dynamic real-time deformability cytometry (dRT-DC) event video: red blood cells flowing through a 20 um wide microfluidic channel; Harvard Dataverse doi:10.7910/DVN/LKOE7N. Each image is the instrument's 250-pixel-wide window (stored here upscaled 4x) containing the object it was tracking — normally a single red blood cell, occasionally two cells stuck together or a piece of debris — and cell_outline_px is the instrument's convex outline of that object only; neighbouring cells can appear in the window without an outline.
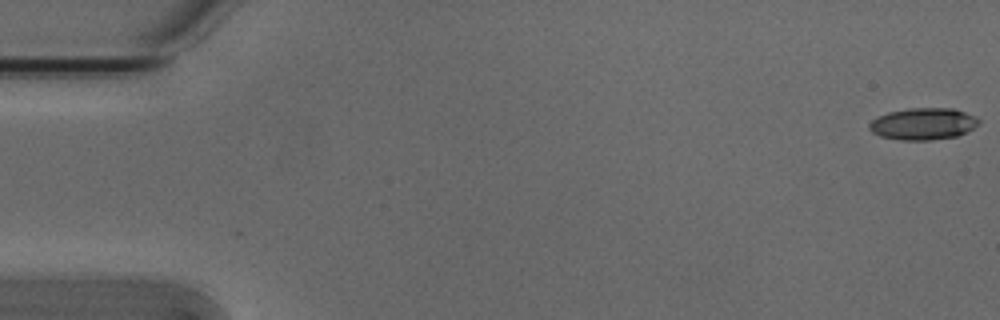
{"species": "Egyptian fruit bat (a non-hibernating species)", "species_latin": "Rousettus aegyptiacus", "temperature_condition": "cold", "stored_images_in_passage": 54, "camera_frame_rate_fps": 3000, "um_per_image_px": 0.085, "animal": {"sex": "male"}, "frame": {"image": 1, "passage_image": 1, "time_ms": 0.0, "image_size_px": [1000, 320], "cell_outline_px": [[980, 124], [956, 136], [932, 140], [900, 140], [880, 136], [872, 132], [868, 128], [868, 124], [872, 120], [888, 112], [912, 108], [952, 108], [964, 112], [980, 120]], "centroid_in_image_um": [78.44, 10.53], "position_along_channel_um": 6.6, "area_um2": 20.11}}
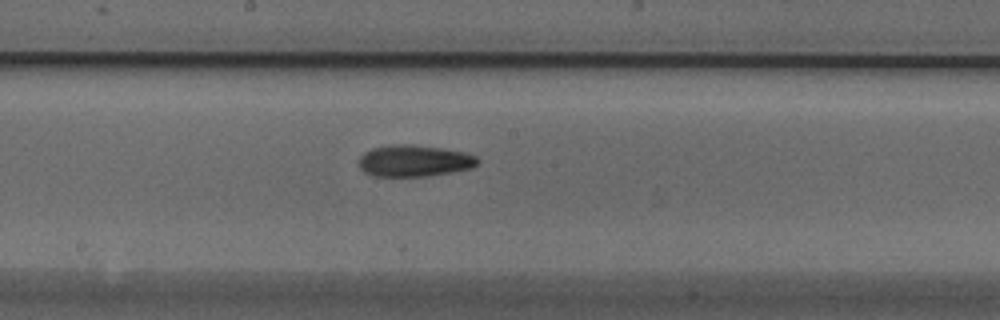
{"frame": {"image": 2, "passage_image": 29, "time_ms": 9.333, "image_size_px": [1000, 320], "cell_outline_px": [[480, 160], [472, 168], [428, 176], [372, 176], [364, 172], [360, 168], [360, 156], [364, 152], [372, 148], [388, 144], [412, 144], [440, 148], [464, 152], [476, 156]], "centroid_in_image_um": [35.19, 13.66], "position_along_channel_um": 213.0, "area_um2": 21.91}}
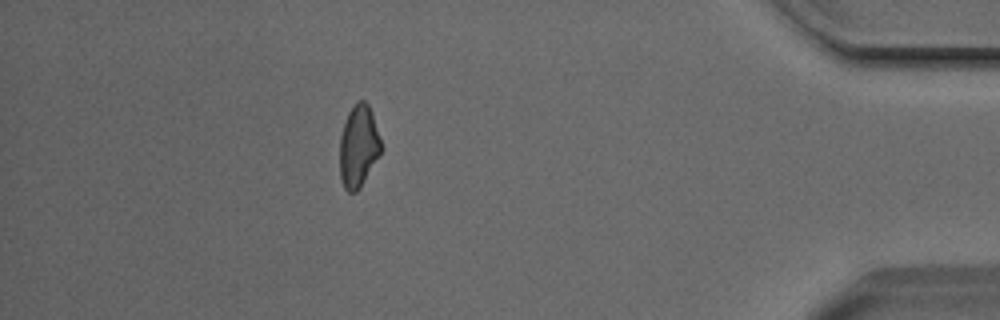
{"frame": {"image": 3, "passage_image": 48, "time_ms": 15.667, "image_size_px": [1000, 320], "cell_outline_px": [[384, 148], [360, 188], [356, 192], [348, 192], [344, 188], [340, 180], [340, 136], [348, 112], [356, 100], [364, 100], [368, 104], [372, 112]], "centroid_in_image_um": [30.49, 12.43], "position_along_channel_um": 404.7, "area_um2": 20.11}, "authors_computed_cell_mechanics": {"area_um2": 20.6057, "velocity_mm_per_s": 3.8167, "shape_relaxation_time_tau1_ms": 4.9773, "shape_relaxation_time_tau2_ms": 4.5758, "deformation_change_tau1": 0.161, "deformation_change_tau2": 0.1283}}